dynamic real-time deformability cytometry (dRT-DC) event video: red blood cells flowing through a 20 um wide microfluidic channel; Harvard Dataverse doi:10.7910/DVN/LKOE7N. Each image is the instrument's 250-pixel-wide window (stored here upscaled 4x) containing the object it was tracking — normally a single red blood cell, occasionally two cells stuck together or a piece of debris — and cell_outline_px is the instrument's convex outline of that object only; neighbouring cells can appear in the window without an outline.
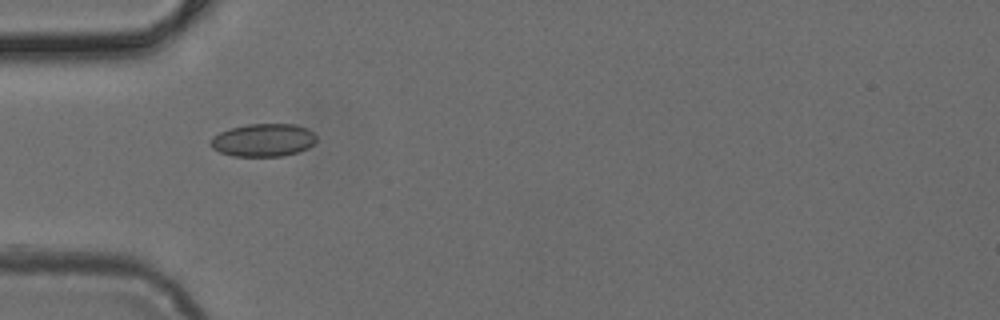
{"species": "common noctule bat (a hibernating species)", "species_latin": "Nyctalus noctula", "temperature_condition": "cold", "stored_images_in_passage": 35, "camera_frame_rate_fps": 3000, "um_per_image_px": 0.085, "animal": {"sex": "female", "body_mass_g": 24.6, "forearm_length_mm": 56.2}, "frame": {"image": 1, "passage_image": 1, "time_ms": 0.0, "image_size_px": [1000, 320], "cell_outline_px": [[316, 140], [308, 148], [284, 156], [232, 156], [220, 152], [212, 148], [208, 144], [212, 136], [220, 132], [232, 128], [248, 124], [296, 124], [308, 128], [316, 136]], "centroid_in_image_um": [22.36, 11.91], "position_along_channel_um": 62.6, "area_um2": 20.35}}
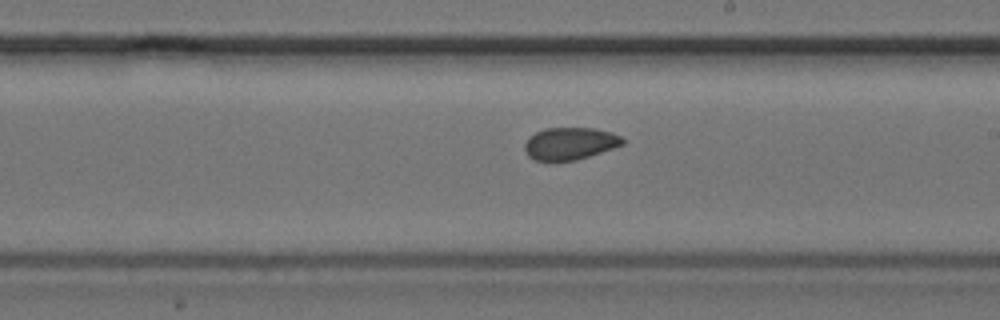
{"frame": {"image": 2, "passage_image": 14, "time_ms": 4.333, "image_size_px": [1000, 320], "cell_outline_px": [[624, 144], [576, 160], [552, 164], [536, 160], [528, 156], [524, 148], [524, 144], [528, 136], [544, 128], [592, 128], [612, 132], [620, 136], [624, 140]], "centroid_in_image_um": [48.38, 12.23], "position_along_channel_um": 240.6, "area_um2": 18.84}}
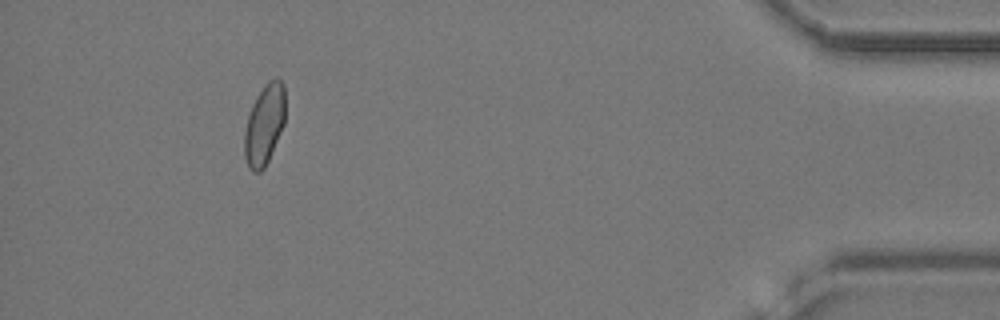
{"frame": {"image": 3, "passage_image": 31, "time_ms": 10.0, "image_size_px": [1000, 320], "cell_outline_px": [[284, 124], [268, 160], [264, 168], [260, 172], [252, 172], [248, 168], [244, 156], [244, 132], [248, 116], [252, 104], [256, 96], [264, 84], [268, 80], [276, 76], [284, 84]], "centroid_in_image_um": [22.45, 10.58], "position_along_channel_um": 412.7, "area_um2": 19.25}}